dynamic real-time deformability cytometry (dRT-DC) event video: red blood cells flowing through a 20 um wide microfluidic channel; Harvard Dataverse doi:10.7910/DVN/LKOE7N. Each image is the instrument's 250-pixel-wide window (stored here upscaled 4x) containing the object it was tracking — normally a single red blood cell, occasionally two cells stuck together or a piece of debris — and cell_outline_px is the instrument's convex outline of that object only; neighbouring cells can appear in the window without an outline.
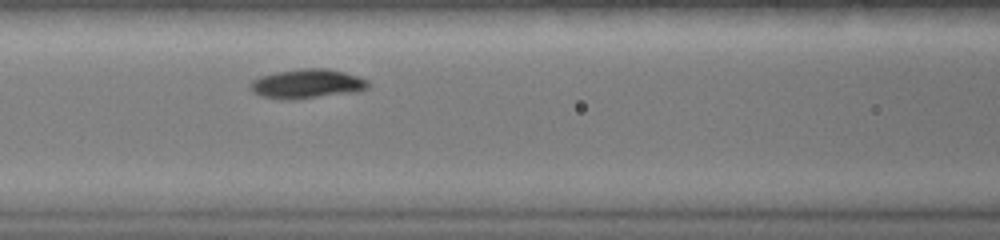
{"species": "common noctule bat (a hibernating species)", "species_latin": "Nyctalus noctula", "temperature_condition": "warm", "stored_images_in_passage": 16, "camera_frame_rate_fps": 3000, "um_per_image_px": 0.085, "animal": {"sex": "female", "body_mass_g": 19.0, "forearm_length_mm": 51.5}, "frame": {"image": 1, "passage_image": 4, "time_ms": 1.0, "image_size_px": [1000, 240], "cell_outline_px": [[368, 88], [360, 92], [296, 100], [280, 100], [260, 96], [252, 92], [248, 88], [248, 84], [252, 80], [260, 76], [276, 72], [300, 68], [328, 68], [360, 76], [368, 80]], "centroid_in_image_um": [26.09, 7.14], "position_along_channel_um": 140.5, "area_um2": 20.87}}
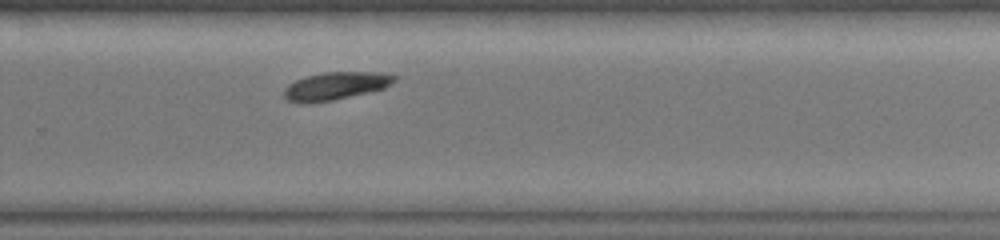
{"frame": {"image": 2, "passage_image": 12, "time_ms": 3.667, "image_size_px": [1000, 240], "cell_outline_px": [[396, 80], [384, 88], [368, 92], [332, 100], [308, 104], [300, 104], [288, 100], [284, 96], [284, 88], [288, 84], [304, 76], [320, 72], [392, 72], [396, 76]], "centroid_in_image_um": [28.51, 7.29], "position_along_channel_um": 301.3, "area_um2": 18.15}}
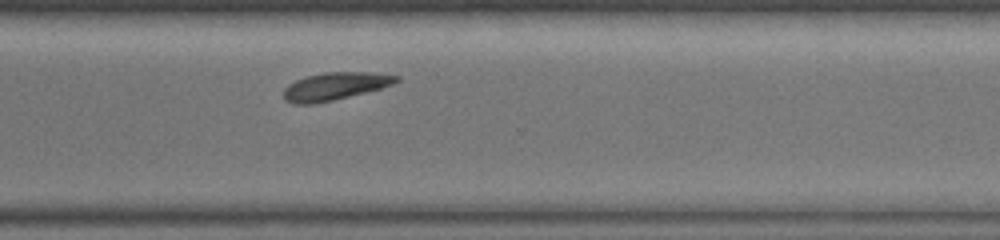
{"frame": {"image": 3, "passage_image": 14, "time_ms": 4.333, "image_size_px": [1000, 240], "cell_outline_px": [[400, 80], [392, 84], [380, 88], [316, 104], [292, 104], [284, 100], [284, 88], [288, 84], [296, 80], [308, 76], [324, 72], [368, 72], [400, 76]], "centroid_in_image_um": [28.43, 7.33], "position_along_channel_um": 342.2, "area_um2": 17.98}}